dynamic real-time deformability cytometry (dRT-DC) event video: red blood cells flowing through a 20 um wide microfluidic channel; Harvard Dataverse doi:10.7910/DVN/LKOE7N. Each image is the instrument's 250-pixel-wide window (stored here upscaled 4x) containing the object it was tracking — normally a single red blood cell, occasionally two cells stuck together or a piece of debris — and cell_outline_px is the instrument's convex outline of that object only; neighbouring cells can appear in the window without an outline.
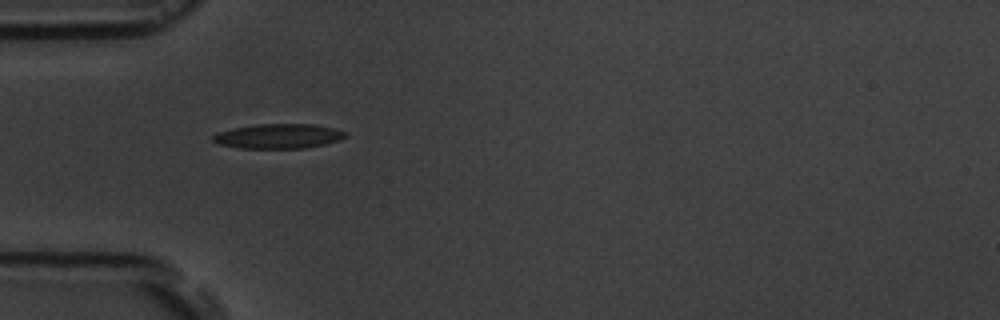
{"species": "common noctule bat (a hibernating species)", "species_latin": "Nyctalus noctula", "temperature_condition": "room temperature", "stored_images_in_passage": 2, "camera_frame_rate_fps": 3000, "um_per_image_px": 0.085, "animal": {"sex": "male", "body_mass_g": 19.5, "forearm_length_mm": 54.6}, "frame": {"image": 1, "passage_image": 1, "time_ms": 0.0, "image_size_px": [1000, 320], "cell_outline_px": [[344, 136], [340, 140], [324, 144], [304, 148], [240, 148], [220, 144], [212, 140], [212, 136], [220, 132], [232, 128], [260, 124], [312, 124], [332, 128], [344, 132]], "centroid_in_image_um": [23.64, 11.57], "position_along_channel_um": 61.4, "area_um2": 18.67}}
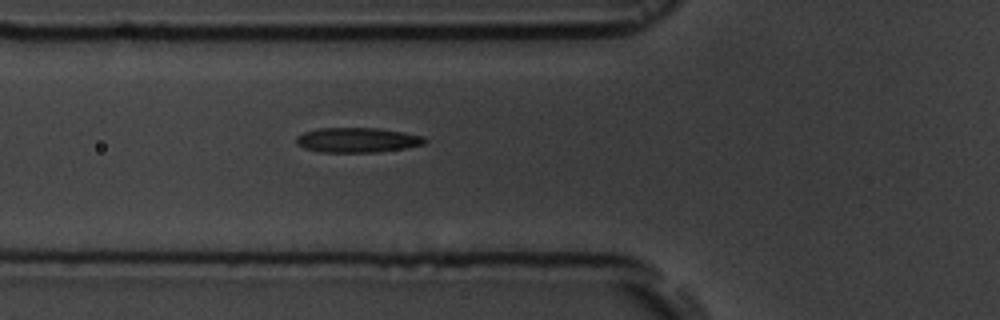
{"frame": {"image": 2, "passage_image": 2, "time_ms": 1.0, "image_size_px": [1000, 320], "cell_outline_px": [[428, 140], [424, 144], [404, 148], [376, 152], [320, 152], [304, 148], [296, 144], [296, 136], [304, 132], [320, 128], [380, 128], [404, 132], [424, 136]], "centroid_in_image_um": [30.38, 11.9], "position_along_channel_um": 95.4, "area_um2": 18.67}}